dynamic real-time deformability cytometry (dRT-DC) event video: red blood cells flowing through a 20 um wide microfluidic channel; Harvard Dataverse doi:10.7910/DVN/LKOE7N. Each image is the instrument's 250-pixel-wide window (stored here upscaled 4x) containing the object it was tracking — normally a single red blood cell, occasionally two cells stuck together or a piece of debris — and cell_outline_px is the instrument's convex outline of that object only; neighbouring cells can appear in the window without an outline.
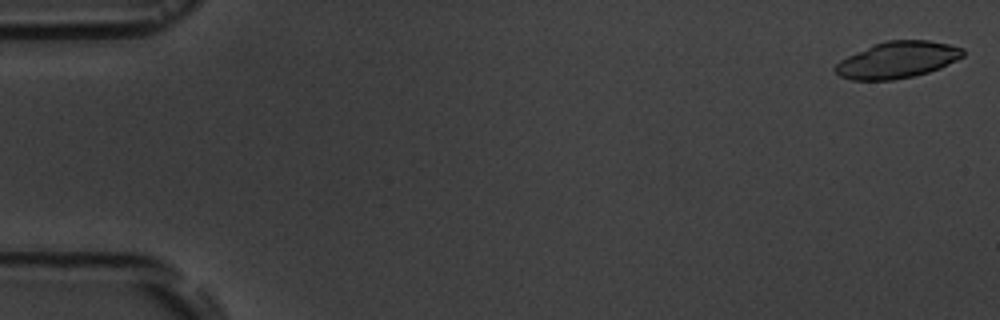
{"species": "common noctule bat (a hibernating species)", "species_latin": "Nyctalus noctula", "temperature_condition": "room temperature", "stored_images_in_passage": 4, "camera_frame_rate_fps": 3000, "um_per_image_px": 0.085, "animal": {"sex": "male", "body_mass_g": 19.5, "forearm_length_mm": 54.6}, "frame": {"image": 1, "passage_image": 1, "time_ms": 0.0, "image_size_px": [1000, 320], "cell_outline_px": [[964, 56], [940, 68], [928, 72], [912, 76], [892, 80], [852, 80], [840, 76], [832, 68], [840, 60], [872, 44], [888, 40], [928, 40], [948, 44], [964, 48]], "centroid_in_image_um": [76.27, 5.08], "position_along_channel_um": 8.7, "area_um2": 27.17}}
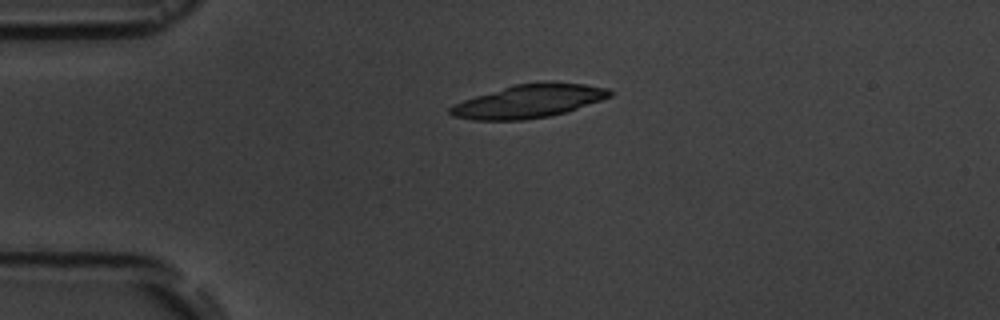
{"frame": {"image": 2, "passage_image": 4, "time_ms": 4.0, "image_size_px": [1000, 320], "cell_outline_px": [[612, 96], [564, 112], [548, 116], [524, 120], [472, 120], [452, 116], [448, 112], [448, 108], [452, 104], [476, 96], [516, 84], [552, 80], [584, 84], [608, 88], [612, 92]], "centroid_in_image_um": [44.93, 8.59], "position_along_channel_um": 40.1, "area_um2": 30.92}}